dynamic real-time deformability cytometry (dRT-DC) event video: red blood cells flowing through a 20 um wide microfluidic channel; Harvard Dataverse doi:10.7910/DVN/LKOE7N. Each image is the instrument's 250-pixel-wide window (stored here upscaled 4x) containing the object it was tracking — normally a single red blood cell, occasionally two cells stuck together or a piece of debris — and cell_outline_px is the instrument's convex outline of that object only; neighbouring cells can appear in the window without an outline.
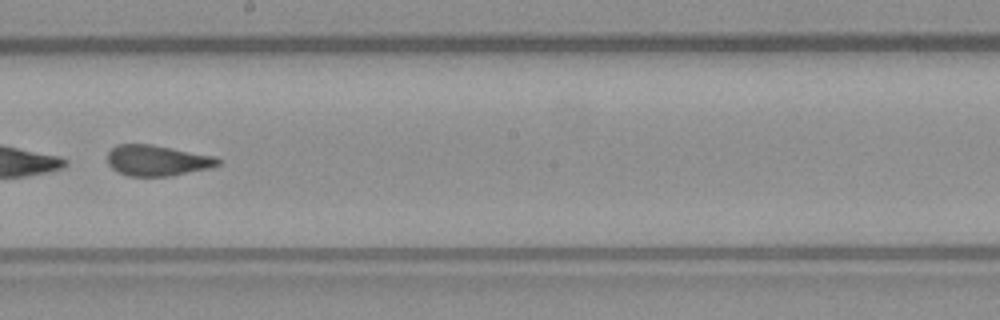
{"species": "common noctule bat (a hibernating species)", "species_latin": "Nyctalus noctula", "temperature_condition": "warm", "stored_images_in_passage": 41, "camera_frame_rate_fps": 3000, "um_per_image_px": 0.085, "animal": {"sex": "male", "body_mass_g": 23.1, "forearm_length_mm": 52.7}, "frame": {"image": 1, "passage_image": 18, "time_ms": 5.667, "image_size_px": [1000, 320], "cell_outline_px": [[220, 164], [208, 168], [168, 176], [128, 176], [112, 168], [108, 164], [108, 152], [116, 144], [152, 144], [216, 156], [220, 160]], "centroid_in_image_um": [13.35, 13.62], "position_along_channel_um": 234.8, "area_um2": 19.71}, "authors_computed_cell_mechanics": {"area_um2": 20.6924, "velocity_mm_per_s": 3.8588, "shape_relaxation_time_tau1_ms": 0.649, "shape_relaxation_time_tau2_ms": 1.7386, "deformation_change_tau1": 0.2816, "deformation_change_tau2": 0.1033}}